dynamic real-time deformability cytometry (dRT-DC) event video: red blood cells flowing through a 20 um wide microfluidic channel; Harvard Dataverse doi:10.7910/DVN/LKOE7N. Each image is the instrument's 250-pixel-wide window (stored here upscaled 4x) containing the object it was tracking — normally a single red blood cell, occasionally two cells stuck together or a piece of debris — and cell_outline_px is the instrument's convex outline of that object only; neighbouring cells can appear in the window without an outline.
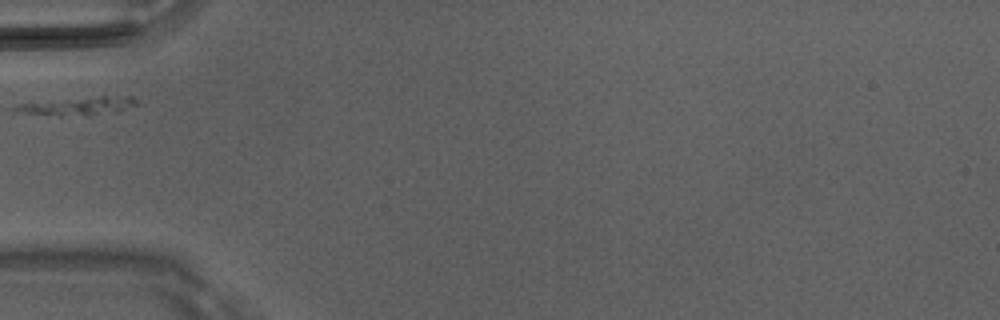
{"species": "Egyptian fruit bat (a non-hibernating species)", "species_latin": "Rousettus aegyptiacus", "temperature_condition": "room temperature", "stored_images_in_passage": 2, "camera_frame_rate_fps": 3000, "um_per_image_px": 0.085, "animal": {"sex": "male"}, "frame": {"image": 1, "passage_image": 1, "time_ms": 0.0, "image_size_px": [1000, 320], "cell_outline_px": [[140, 100], [136, 104], [124, 108], [92, 116], [24, 112], [12, 108], [16, 104], [100, 96], [132, 96]], "centroid_in_image_um": [6.75, 8.98], "position_along_channel_um": 78.2, "area_um2": 11.96}}
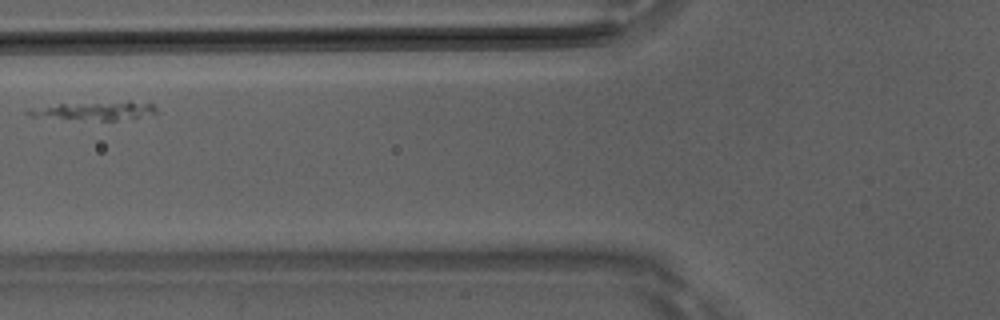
{"frame": {"image": 2, "passage_image": 2, "time_ms": 0.333, "image_size_px": [1000, 320], "cell_outline_px": [[160, 112], [140, 116], [116, 120], [104, 120], [28, 116], [24, 112], [60, 104], [128, 100], [152, 104]], "centroid_in_image_um": [8.21, 9.39], "position_along_channel_um": 117.6, "area_um2": 13.29}}